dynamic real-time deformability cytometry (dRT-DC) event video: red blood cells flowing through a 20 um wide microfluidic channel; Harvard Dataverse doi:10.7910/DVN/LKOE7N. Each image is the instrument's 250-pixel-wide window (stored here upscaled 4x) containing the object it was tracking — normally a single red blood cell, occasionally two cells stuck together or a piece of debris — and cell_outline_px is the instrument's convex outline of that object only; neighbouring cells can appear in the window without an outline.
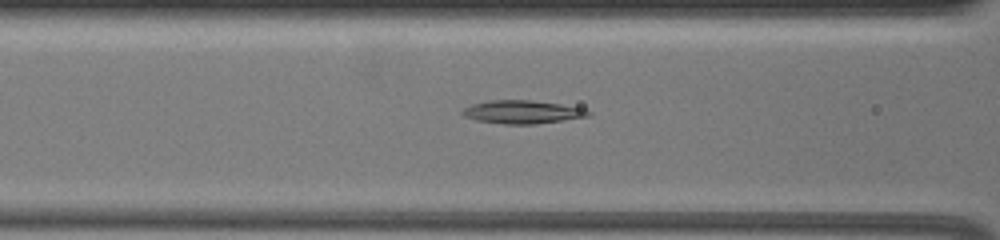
{"species": "common noctule bat (a hibernating species)", "species_latin": "Nyctalus noctula", "temperature_condition": "warm", "stored_images_in_passage": 36, "camera_frame_rate_fps": 3000, "um_per_image_px": 0.085, "animal": {"sex": "female", "body_mass_g": 19.5, "forearm_length_mm": 54.1}, "frame": {"image": 1, "passage_image": 10, "time_ms": 3.0, "image_size_px": [1000, 240], "cell_outline_px": [[592, 112], [588, 116], [536, 124], [504, 124], [476, 120], [464, 116], [460, 112], [464, 108], [472, 104], [488, 100], [532, 100], [560, 104], [584, 108]], "centroid_in_image_um": [44.38, 9.51], "position_along_channel_um": 122.2, "area_um2": 16.99}}
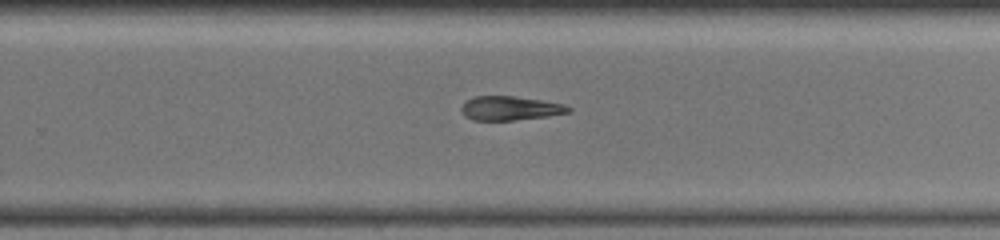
{"frame": {"image": 2, "passage_image": 24, "time_ms": 7.667, "image_size_px": [1000, 240], "cell_outline_px": [[572, 108], [568, 112], [548, 116], [512, 120], [472, 120], [464, 116], [460, 108], [468, 100], [476, 96], [512, 96], [540, 100], [564, 104]], "centroid_in_image_um": [43.34, 9.2], "position_along_channel_um": 286.5, "area_um2": 14.8}}
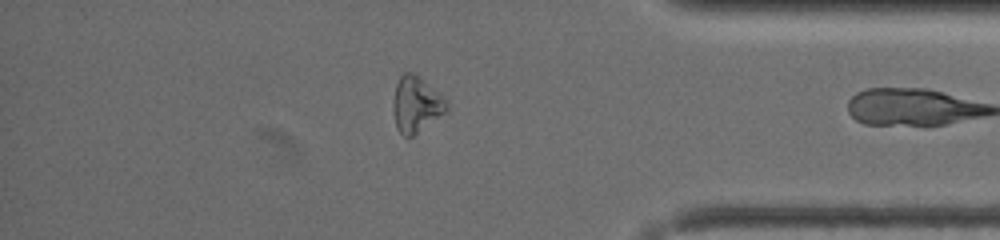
{"frame": {"image": 3, "passage_image": 35, "time_ms": 11.333, "image_size_px": [1000, 240], "cell_outline_px": [[448, 108], [444, 112], [412, 136], [404, 136], [396, 128], [392, 108], [392, 104], [396, 84], [400, 76], [404, 72], [412, 72], [444, 96], [448, 104]], "centroid_in_image_um": [35.34, 8.85], "position_along_channel_um": 399.9, "area_um2": 17.11}}